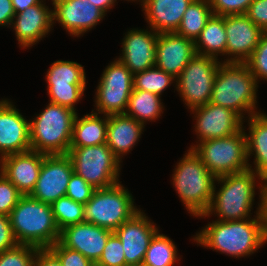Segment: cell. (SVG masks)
Masks as SVG:
<instances>
[{"label": "cell", "mask_w": 267, "mask_h": 266, "mask_svg": "<svg viewBox=\"0 0 267 266\" xmlns=\"http://www.w3.org/2000/svg\"><path fill=\"white\" fill-rule=\"evenodd\" d=\"M201 230L193 237L197 245L238 259L254 254L267 243L260 217V203L254 218L234 221L213 220Z\"/></svg>", "instance_id": "obj_1"}, {"label": "cell", "mask_w": 267, "mask_h": 266, "mask_svg": "<svg viewBox=\"0 0 267 266\" xmlns=\"http://www.w3.org/2000/svg\"><path fill=\"white\" fill-rule=\"evenodd\" d=\"M257 88L258 83L246 63L221 62L210 103L229 108L245 120L247 113L246 119L261 112L256 108Z\"/></svg>", "instance_id": "obj_2"}, {"label": "cell", "mask_w": 267, "mask_h": 266, "mask_svg": "<svg viewBox=\"0 0 267 266\" xmlns=\"http://www.w3.org/2000/svg\"><path fill=\"white\" fill-rule=\"evenodd\" d=\"M265 184L261 176L254 170L248 169L239 173H232L216 178L215 183L220 184L216 190L214 185L213 198L208 211L197 217L206 218L215 214L217 221H234L251 218V210L254 205L256 182Z\"/></svg>", "instance_id": "obj_3"}, {"label": "cell", "mask_w": 267, "mask_h": 266, "mask_svg": "<svg viewBox=\"0 0 267 266\" xmlns=\"http://www.w3.org/2000/svg\"><path fill=\"white\" fill-rule=\"evenodd\" d=\"M11 227L18 244L39 249L49 248L60 238L51 204L23 195L10 215Z\"/></svg>", "instance_id": "obj_4"}, {"label": "cell", "mask_w": 267, "mask_h": 266, "mask_svg": "<svg viewBox=\"0 0 267 266\" xmlns=\"http://www.w3.org/2000/svg\"><path fill=\"white\" fill-rule=\"evenodd\" d=\"M171 181L190 215L197 217L208 211L216 177L193 149L189 148L177 163Z\"/></svg>", "instance_id": "obj_5"}, {"label": "cell", "mask_w": 267, "mask_h": 266, "mask_svg": "<svg viewBox=\"0 0 267 266\" xmlns=\"http://www.w3.org/2000/svg\"><path fill=\"white\" fill-rule=\"evenodd\" d=\"M76 115L68 107L49 102L40 114L29 120L31 151L67 154Z\"/></svg>", "instance_id": "obj_6"}, {"label": "cell", "mask_w": 267, "mask_h": 266, "mask_svg": "<svg viewBox=\"0 0 267 266\" xmlns=\"http://www.w3.org/2000/svg\"><path fill=\"white\" fill-rule=\"evenodd\" d=\"M245 126L232 136L202 141L190 148L217 178L252 168L247 156Z\"/></svg>", "instance_id": "obj_7"}, {"label": "cell", "mask_w": 267, "mask_h": 266, "mask_svg": "<svg viewBox=\"0 0 267 266\" xmlns=\"http://www.w3.org/2000/svg\"><path fill=\"white\" fill-rule=\"evenodd\" d=\"M133 195L121 182L104 189H95L84 205V222L115 231L140 209Z\"/></svg>", "instance_id": "obj_8"}, {"label": "cell", "mask_w": 267, "mask_h": 266, "mask_svg": "<svg viewBox=\"0 0 267 266\" xmlns=\"http://www.w3.org/2000/svg\"><path fill=\"white\" fill-rule=\"evenodd\" d=\"M73 170L94 189H104L119 183L121 161L106 143L69 147Z\"/></svg>", "instance_id": "obj_9"}, {"label": "cell", "mask_w": 267, "mask_h": 266, "mask_svg": "<svg viewBox=\"0 0 267 266\" xmlns=\"http://www.w3.org/2000/svg\"><path fill=\"white\" fill-rule=\"evenodd\" d=\"M221 62L213 57L196 54L176 78V90L188 109L210 102L213 83Z\"/></svg>", "instance_id": "obj_10"}, {"label": "cell", "mask_w": 267, "mask_h": 266, "mask_svg": "<svg viewBox=\"0 0 267 266\" xmlns=\"http://www.w3.org/2000/svg\"><path fill=\"white\" fill-rule=\"evenodd\" d=\"M50 66L46 74L49 102L76 111L74 106L84 95L87 84L84 66L66 60H57Z\"/></svg>", "instance_id": "obj_11"}, {"label": "cell", "mask_w": 267, "mask_h": 266, "mask_svg": "<svg viewBox=\"0 0 267 266\" xmlns=\"http://www.w3.org/2000/svg\"><path fill=\"white\" fill-rule=\"evenodd\" d=\"M73 172L72 161L67 154L45 155L36 186L30 196L52 204L66 195Z\"/></svg>", "instance_id": "obj_12"}, {"label": "cell", "mask_w": 267, "mask_h": 266, "mask_svg": "<svg viewBox=\"0 0 267 266\" xmlns=\"http://www.w3.org/2000/svg\"><path fill=\"white\" fill-rule=\"evenodd\" d=\"M190 111L195 113L194 131L199 139L196 141L197 144L210 139L232 136L243 128L245 122L233 110L210 102Z\"/></svg>", "instance_id": "obj_13"}, {"label": "cell", "mask_w": 267, "mask_h": 266, "mask_svg": "<svg viewBox=\"0 0 267 266\" xmlns=\"http://www.w3.org/2000/svg\"><path fill=\"white\" fill-rule=\"evenodd\" d=\"M227 36L223 62L245 63L259 44L264 31L245 14L224 15Z\"/></svg>", "instance_id": "obj_14"}, {"label": "cell", "mask_w": 267, "mask_h": 266, "mask_svg": "<svg viewBox=\"0 0 267 266\" xmlns=\"http://www.w3.org/2000/svg\"><path fill=\"white\" fill-rule=\"evenodd\" d=\"M158 231L143 210H139L114 231L122 243L128 266H142L149 243Z\"/></svg>", "instance_id": "obj_15"}, {"label": "cell", "mask_w": 267, "mask_h": 266, "mask_svg": "<svg viewBox=\"0 0 267 266\" xmlns=\"http://www.w3.org/2000/svg\"><path fill=\"white\" fill-rule=\"evenodd\" d=\"M53 23H59L73 37H81L106 15L90 0H51ZM89 30V31H88Z\"/></svg>", "instance_id": "obj_16"}, {"label": "cell", "mask_w": 267, "mask_h": 266, "mask_svg": "<svg viewBox=\"0 0 267 266\" xmlns=\"http://www.w3.org/2000/svg\"><path fill=\"white\" fill-rule=\"evenodd\" d=\"M29 120L10 100H0V158L31 150Z\"/></svg>", "instance_id": "obj_17"}, {"label": "cell", "mask_w": 267, "mask_h": 266, "mask_svg": "<svg viewBox=\"0 0 267 266\" xmlns=\"http://www.w3.org/2000/svg\"><path fill=\"white\" fill-rule=\"evenodd\" d=\"M157 37L158 33L152 28L128 30L122 40V54L117 59L133 75L155 66Z\"/></svg>", "instance_id": "obj_18"}, {"label": "cell", "mask_w": 267, "mask_h": 266, "mask_svg": "<svg viewBox=\"0 0 267 266\" xmlns=\"http://www.w3.org/2000/svg\"><path fill=\"white\" fill-rule=\"evenodd\" d=\"M112 233L113 231L109 229L82 222L61 230L59 242L64 247L80 252L96 264L102 256L106 242Z\"/></svg>", "instance_id": "obj_19"}, {"label": "cell", "mask_w": 267, "mask_h": 266, "mask_svg": "<svg viewBox=\"0 0 267 266\" xmlns=\"http://www.w3.org/2000/svg\"><path fill=\"white\" fill-rule=\"evenodd\" d=\"M41 0L19 13H15L11 26L20 47L27 49L46 37L53 28V9Z\"/></svg>", "instance_id": "obj_20"}, {"label": "cell", "mask_w": 267, "mask_h": 266, "mask_svg": "<svg viewBox=\"0 0 267 266\" xmlns=\"http://www.w3.org/2000/svg\"><path fill=\"white\" fill-rule=\"evenodd\" d=\"M45 155L31 150L6 155L0 158V171L23 195H30L36 186Z\"/></svg>", "instance_id": "obj_21"}, {"label": "cell", "mask_w": 267, "mask_h": 266, "mask_svg": "<svg viewBox=\"0 0 267 266\" xmlns=\"http://www.w3.org/2000/svg\"><path fill=\"white\" fill-rule=\"evenodd\" d=\"M195 55L193 40L175 32L158 33L155 66L159 69L177 78Z\"/></svg>", "instance_id": "obj_22"}, {"label": "cell", "mask_w": 267, "mask_h": 266, "mask_svg": "<svg viewBox=\"0 0 267 266\" xmlns=\"http://www.w3.org/2000/svg\"><path fill=\"white\" fill-rule=\"evenodd\" d=\"M193 0H144L142 11L149 28L157 33L176 32Z\"/></svg>", "instance_id": "obj_23"}, {"label": "cell", "mask_w": 267, "mask_h": 266, "mask_svg": "<svg viewBox=\"0 0 267 266\" xmlns=\"http://www.w3.org/2000/svg\"><path fill=\"white\" fill-rule=\"evenodd\" d=\"M145 126L125 114L109 115L106 144L122 162L123 156L138 143Z\"/></svg>", "instance_id": "obj_24"}, {"label": "cell", "mask_w": 267, "mask_h": 266, "mask_svg": "<svg viewBox=\"0 0 267 266\" xmlns=\"http://www.w3.org/2000/svg\"><path fill=\"white\" fill-rule=\"evenodd\" d=\"M248 131L247 138V156L248 162L250 156L254 157V170L261 176L264 182H267V115L266 113H256L247 119Z\"/></svg>", "instance_id": "obj_25"}, {"label": "cell", "mask_w": 267, "mask_h": 266, "mask_svg": "<svg viewBox=\"0 0 267 266\" xmlns=\"http://www.w3.org/2000/svg\"><path fill=\"white\" fill-rule=\"evenodd\" d=\"M107 123V115L100 117L99 113L91 111L90 114L79 118L77 113L69 147H86L106 143Z\"/></svg>", "instance_id": "obj_26"}, {"label": "cell", "mask_w": 267, "mask_h": 266, "mask_svg": "<svg viewBox=\"0 0 267 266\" xmlns=\"http://www.w3.org/2000/svg\"><path fill=\"white\" fill-rule=\"evenodd\" d=\"M195 51L197 55L213 57L226 56L227 36L224 16L212 15L196 39Z\"/></svg>", "instance_id": "obj_27"}, {"label": "cell", "mask_w": 267, "mask_h": 266, "mask_svg": "<svg viewBox=\"0 0 267 266\" xmlns=\"http://www.w3.org/2000/svg\"><path fill=\"white\" fill-rule=\"evenodd\" d=\"M161 101V96L155 93L133 88L125 115L136 119L145 126L147 121L155 122L164 112V105Z\"/></svg>", "instance_id": "obj_28"}, {"label": "cell", "mask_w": 267, "mask_h": 266, "mask_svg": "<svg viewBox=\"0 0 267 266\" xmlns=\"http://www.w3.org/2000/svg\"><path fill=\"white\" fill-rule=\"evenodd\" d=\"M212 15L209 0H193L175 33L195 42Z\"/></svg>", "instance_id": "obj_29"}, {"label": "cell", "mask_w": 267, "mask_h": 266, "mask_svg": "<svg viewBox=\"0 0 267 266\" xmlns=\"http://www.w3.org/2000/svg\"><path fill=\"white\" fill-rule=\"evenodd\" d=\"M168 236L158 231L149 243L142 266H173L180 261L178 249Z\"/></svg>", "instance_id": "obj_30"}, {"label": "cell", "mask_w": 267, "mask_h": 266, "mask_svg": "<svg viewBox=\"0 0 267 266\" xmlns=\"http://www.w3.org/2000/svg\"><path fill=\"white\" fill-rule=\"evenodd\" d=\"M93 112L104 115L125 114L133 89L96 88Z\"/></svg>", "instance_id": "obj_31"}, {"label": "cell", "mask_w": 267, "mask_h": 266, "mask_svg": "<svg viewBox=\"0 0 267 266\" xmlns=\"http://www.w3.org/2000/svg\"><path fill=\"white\" fill-rule=\"evenodd\" d=\"M175 82L176 78L173 75L166 73L157 66L135 73L133 79L134 89L148 91L159 96H161L163 91H165L172 83L175 84L176 89Z\"/></svg>", "instance_id": "obj_32"}, {"label": "cell", "mask_w": 267, "mask_h": 266, "mask_svg": "<svg viewBox=\"0 0 267 266\" xmlns=\"http://www.w3.org/2000/svg\"><path fill=\"white\" fill-rule=\"evenodd\" d=\"M59 230L84 222V205L64 196L51 204Z\"/></svg>", "instance_id": "obj_33"}, {"label": "cell", "mask_w": 267, "mask_h": 266, "mask_svg": "<svg viewBox=\"0 0 267 266\" xmlns=\"http://www.w3.org/2000/svg\"><path fill=\"white\" fill-rule=\"evenodd\" d=\"M133 79L130 70L116 58L103 70L96 88L133 89Z\"/></svg>", "instance_id": "obj_34"}, {"label": "cell", "mask_w": 267, "mask_h": 266, "mask_svg": "<svg viewBox=\"0 0 267 266\" xmlns=\"http://www.w3.org/2000/svg\"><path fill=\"white\" fill-rule=\"evenodd\" d=\"M39 248L18 244L0 253V266H33Z\"/></svg>", "instance_id": "obj_35"}, {"label": "cell", "mask_w": 267, "mask_h": 266, "mask_svg": "<svg viewBox=\"0 0 267 266\" xmlns=\"http://www.w3.org/2000/svg\"><path fill=\"white\" fill-rule=\"evenodd\" d=\"M245 63L249 66L257 83L260 80L267 81V32L263 33L259 44Z\"/></svg>", "instance_id": "obj_36"}, {"label": "cell", "mask_w": 267, "mask_h": 266, "mask_svg": "<svg viewBox=\"0 0 267 266\" xmlns=\"http://www.w3.org/2000/svg\"><path fill=\"white\" fill-rule=\"evenodd\" d=\"M95 266H128L122 243L114 232L109 236L102 256Z\"/></svg>", "instance_id": "obj_37"}, {"label": "cell", "mask_w": 267, "mask_h": 266, "mask_svg": "<svg viewBox=\"0 0 267 266\" xmlns=\"http://www.w3.org/2000/svg\"><path fill=\"white\" fill-rule=\"evenodd\" d=\"M23 194L0 171V214L10 215Z\"/></svg>", "instance_id": "obj_38"}, {"label": "cell", "mask_w": 267, "mask_h": 266, "mask_svg": "<svg viewBox=\"0 0 267 266\" xmlns=\"http://www.w3.org/2000/svg\"><path fill=\"white\" fill-rule=\"evenodd\" d=\"M94 191L95 189L89 183L73 172L65 196L85 205L91 199Z\"/></svg>", "instance_id": "obj_39"}, {"label": "cell", "mask_w": 267, "mask_h": 266, "mask_svg": "<svg viewBox=\"0 0 267 266\" xmlns=\"http://www.w3.org/2000/svg\"><path fill=\"white\" fill-rule=\"evenodd\" d=\"M49 249L57 256L62 266H95L80 252L64 247L59 241Z\"/></svg>", "instance_id": "obj_40"}, {"label": "cell", "mask_w": 267, "mask_h": 266, "mask_svg": "<svg viewBox=\"0 0 267 266\" xmlns=\"http://www.w3.org/2000/svg\"><path fill=\"white\" fill-rule=\"evenodd\" d=\"M254 0H209L213 15L246 14Z\"/></svg>", "instance_id": "obj_41"}, {"label": "cell", "mask_w": 267, "mask_h": 266, "mask_svg": "<svg viewBox=\"0 0 267 266\" xmlns=\"http://www.w3.org/2000/svg\"><path fill=\"white\" fill-rule=\"evenodd\" d=\"M245 15L264 32H267V0H254Z\"/></svg>", "instance_id": "obj_42"}, {"label": "cell", "mask_w": 267, "mask_h": 266, "mask_svg": "<svg viewBox=\"0 0 267 266\" xmlns=\"http://www.w3.org/2000/svg\"><path fill=\"white\" fill-rule=\"evenodd\" d=\"M17 245L18 242L14 236L9 216L0 214V253Z\"/></svg>", "instance_id": "obj_43"}, {"label": "cell", "mask_w": 267, "mask_h": 266, "mask_svg": "<svg viewBox=\"0 0 267 266\" xmlns=\"http://www.w3.org/2000/svg\"><path fill=\"white\" fill-rule=\"evenodd\" d=\"M33 266H62L57 256L49 249H38Z\"/></svg>", "instance_id": "obj_44"}, {"label": "cell", "mask_w": 267, "mask_h": 266, "mask_svg": "<svg viewBox=\"0 0 267 266\" xmlns=\"http://www.w3.org/2000/svg\"><path fill=\"white\" fill-rule=\"evenodd\" d=\"M259 202H260V217L262 221L264 236L267 242V182L259 185Z\"/></svg>", "instance_id": "obj_45"}, {"label": "cell", "mask_w": 267, "mask_h": 266, "mask_svg": "<svg viewBox=\"0 0 267 266\" xmlns=\"http://www.w3.org/2000/svg\"><path fill=\"white\" fill-rule=\"evenodd\" d=\"M15 12L11 0H0V26L11 27Z\"/></svg>", "instance_id": "obj_46"}, {"label": "cell", "mask_w": 267, "mask_h": 266, "mask_svg": "<svg viewBox=\"0 0 267 266\" xmlns=\"http://www.w3.org/2000/svg\"><path fill=\"white\" fill-rule=\"evenodd\" d=\"M15 13H19L31 6L38 4L41 0H11Z\"/></svg>", "instance_id": "obj_47"}, {"label": "cell", "mask_w": 267, "mask_h": 266, "mask_svg": "<svg viewBox=\"0 0 267 266\" xmlns=\"http://www.w3.org/2000/svg\"><path fill=\"white\" fill-rule=\"evenodd\" d=\"M93 5L101 9L105 14L111 9L117 0H90Z\"/></svg>", "instance_id": "obj_48"}, {"label": "cell", "mask_w": 267, "mask_h": 266, "mask_svg": "<svg viewBox=\"0 0 267 266\" xmlns=\"http://www.w3.org/2000/svg\"><path fill=\"white\" fill-rule=\"evenodd\" d=\"M127 1H134V2H135V1L137 2V1H138V2L141 3V5H142V3L144 2V0H127Z\"/></svg>", "instance_id": "obj_49"}]
</instances>
